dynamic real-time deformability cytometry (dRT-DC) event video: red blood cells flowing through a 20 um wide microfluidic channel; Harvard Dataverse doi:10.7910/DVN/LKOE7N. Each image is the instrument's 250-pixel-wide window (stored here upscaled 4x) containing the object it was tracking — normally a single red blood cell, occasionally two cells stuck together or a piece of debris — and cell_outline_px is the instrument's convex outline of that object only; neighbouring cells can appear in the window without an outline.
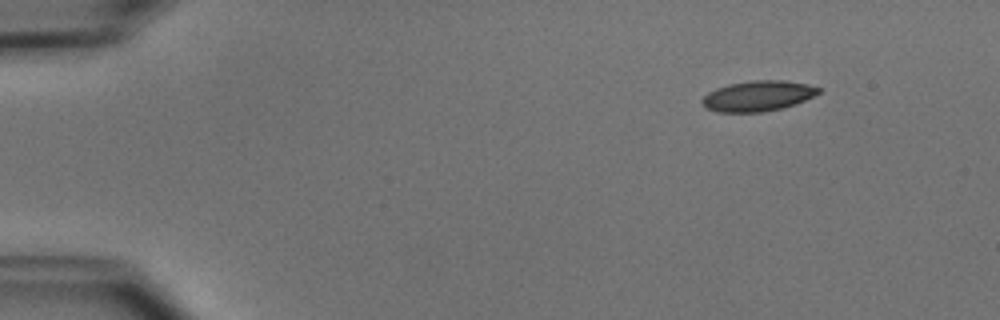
{"species": "common noctule bat (a hibernating species)", "species_latin": "Nyctalus noctula", "temperature_condition": "cold", "stored_images_in_passage": 46, "camera_frame_rate_fps": 3000, "um_per_image_px": 0.085, "animal": {"sex": "male", "body_mass_g": 15.6}, "frame": {"image": 1, "passage_image": 1, "time_ms": 0.0, "image_size_px": [1000, 320], "cell_outline_px": [[820, 92], [796, 104], [784, 108], [764, 112], [716, 112], [704, 108], [700, 100], [708, 92], [716, 88], [728, 84], [752, 80], [784, 80], [808, 84], [820, 88]], "centroid_in_image_um": [64.38, 8.16], "position_along_channel_um": 20.6, "area_um2": 20.87}}
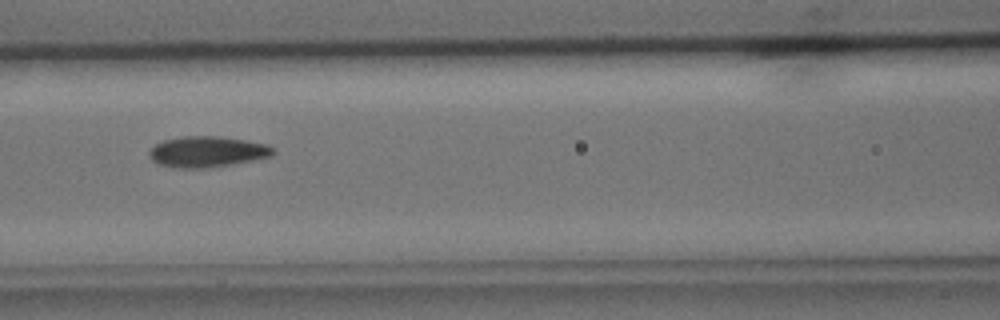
{"frame": {"image": 2, "passage_image": 18, "time_ms": 5.667, "image_size_px": [1000, 320], "cell_outline_px": [[276, 152], [272, 156], [232, 164], [208, 168], [176, 168], [156, 164], [148, 156], [148, 152], [156, 144], [164, 140], [184, 136], [220, 136], [268, 144], [276, 148]], "centroid_in_image_um": [17.62, 12.9], "position_along_channel_um": 149.0, "area_um2": 22.48}}
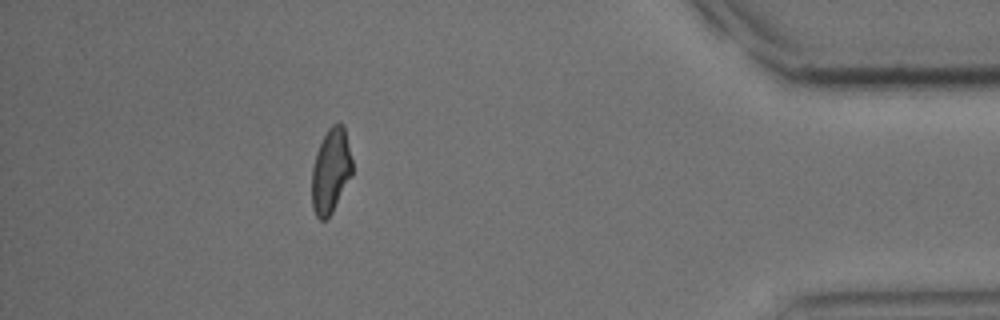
{"frame": {"image": 3, "passage_image": 41, "time_ms": 13.333, "image_size_px": [1000, 320], "cell_outline_px": [[352, 176], [332, 212], [324, 220], [320, 220], [316, 216], [312, 208], [312, 168], [316, 152], [328, 128], [332, 124], [344, 124], [352, 160]], "centroid_in_image_um": [28.12, 14.52], "position_along_channel_um": 407.1, "area_um2": 19.94}, "authors_computed_cell_mechanics": {"area_um2": 21.097, "velocity_mm_per_s": 3.9249, "shape_relaxation_time_tau1_ms": 3.5615, "shape_relaxation_time_tau2_ms": 3.5459, "deformation_change_tau1": 0.1173, "deformation_change_tau2": 0.0845}}